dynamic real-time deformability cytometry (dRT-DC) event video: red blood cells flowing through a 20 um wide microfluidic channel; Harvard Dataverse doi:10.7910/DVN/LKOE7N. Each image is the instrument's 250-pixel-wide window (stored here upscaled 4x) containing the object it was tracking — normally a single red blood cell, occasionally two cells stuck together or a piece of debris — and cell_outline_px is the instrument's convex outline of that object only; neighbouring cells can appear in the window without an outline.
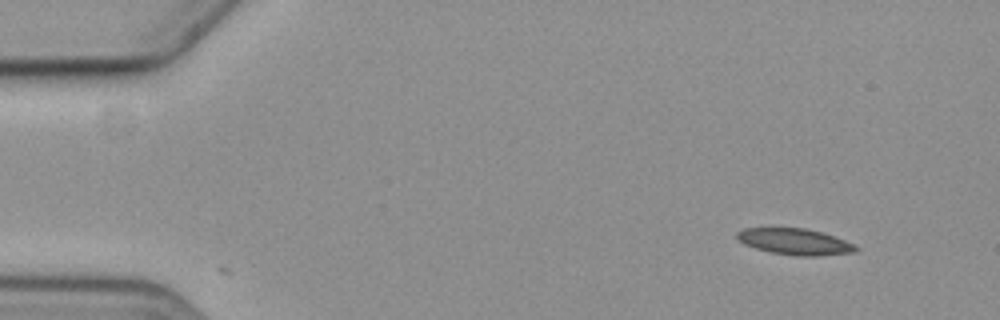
{"species": "common noctule bat (a hibernating species)", "species_latin": "Nyctalus noctula", "temperature_condition": "cold", "stored_images_in_passage": 3, "camera_frame_rate_fps": 3000, "um_per_image_px": 0.085, "animal": {"sex": "female", "body_mass_g": 19.3, "forearm_length_mm": 54.1}, "frame": {"image": 1, "passage_image": 1, "time_ms": 0.0, "image_size_px": [1000, 320], "cell_outline_px": [[860, 248], [856, 252], [820, 256], [796, 256], [768, 252], [744, 244], [736, 240], [736, 232], [744, 228], [804, 228], [820, 232], [856, 244]], "centroid_in_image_um": [67.55, 20.55], "position_along_channel_um": 17.4, "area_um2": 18.32}}